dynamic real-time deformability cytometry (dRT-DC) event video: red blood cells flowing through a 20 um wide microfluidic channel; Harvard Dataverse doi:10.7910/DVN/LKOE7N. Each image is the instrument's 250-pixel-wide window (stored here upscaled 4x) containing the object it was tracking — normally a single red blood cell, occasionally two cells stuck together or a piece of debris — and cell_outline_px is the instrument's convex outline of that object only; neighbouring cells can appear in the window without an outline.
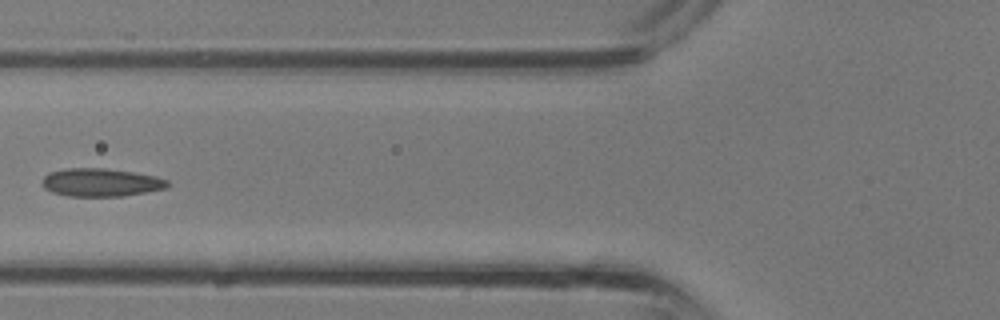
{"species": "common noctule bat (a hibernating species)", "species_latin": "Nyctalus noctula", "temperature_condition": "room temperature", "stored_images_in_passage": 34, "camera_frame_rate_fps": 3000, "um_per_image_px": 0.085, "animal": {"sex": "male", "body_mass_g": 13.3}, "frame": {"image": 1, "passage_image": 13, "time_ms": 4.0, "image_size_px": [1000, 320], "cell_outline_px": [[168, 188], [124, 196], [68, 196], [52, 192], [44, 188], [44, 176], [48, 172], [64, 168], [104, 168], [132, 172], [156, 176], [168, 180]], "centroid_in_image_um": [8.58, 15.5], "position_along_channel_um": 117.2, "area_um2": 20.52}}
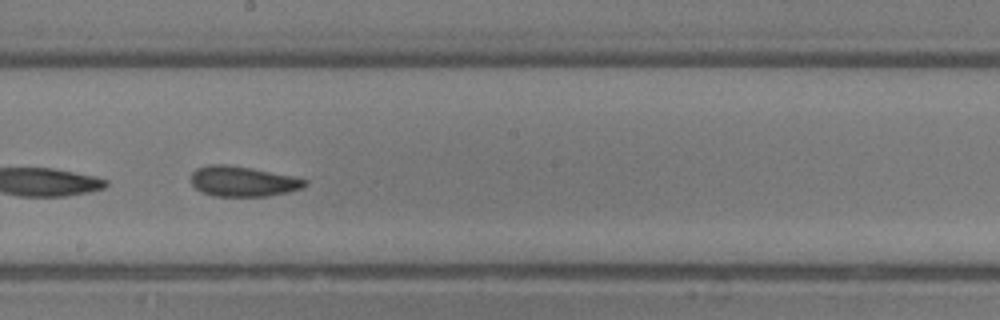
{"frame": {"image": 2, "passage_image": 19, "time_ms": 6.0, "image_size_px": [1000, 320], "cell_outline_px": [[308, 184], [300, 188], [288, 192], [268, 196], [212, 196], [200, 192], [192, 184], [192, 172], [196, 168], [208, 164], [224, 164], [248, 168], [292, 176], [308, 180]], "centroid_in_image_um": [20.61, 15.42], "position_along_channel_um": 227.6, "area_um2": 19.94}}
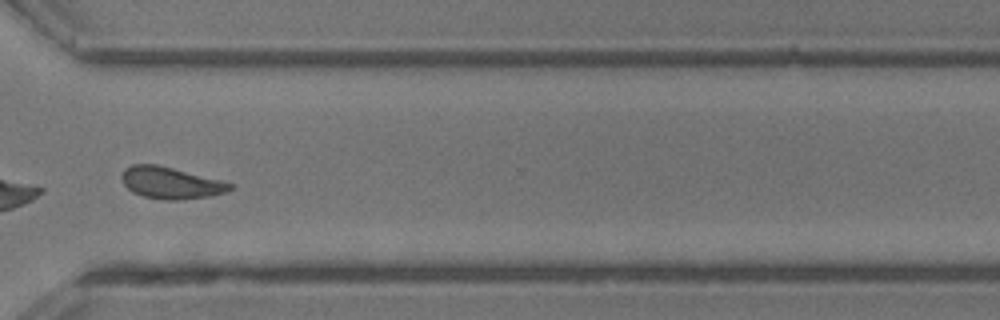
{"frame": {"image": 3, "passage_image": 26, "time_ms": 8.333, "image_size_px": [1000, 320], "cell_outline_px": [[232, 188], [224, 192], [212, 196], [180, 200], [164, 200], [144, 196], [132, 192], [124, 184], [120, 176], [124, 168], [132, 164], [156, 164], [220, 180], [232, 184]], "centroid_in_image_um": [14.47, 15.55], "position_along_channel_um": 356.1, "area_um2": 19.88}}